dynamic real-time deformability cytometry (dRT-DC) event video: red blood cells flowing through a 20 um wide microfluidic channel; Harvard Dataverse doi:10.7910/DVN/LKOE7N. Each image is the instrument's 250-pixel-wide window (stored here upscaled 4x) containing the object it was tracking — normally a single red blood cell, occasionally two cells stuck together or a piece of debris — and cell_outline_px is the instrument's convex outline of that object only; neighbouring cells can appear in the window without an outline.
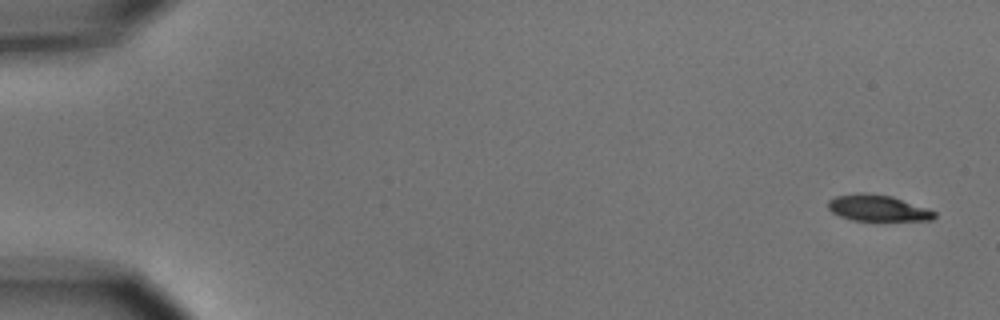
{"species": "common noctule bat (a hibernating species)", "species_latin": "Nyctalus noctula", "temperature_condition": "cold", "stored_images_in_passage": 5, "camera_frame_rate_fps": 3000, "um_per_image_px": 0.085, "animal": {"sex": "male", "body_mass_g": 15.6}, "frame": {"image": 1, "passage_image": 1, "time_ms": 0.0, "image_size_px": [1000, 320], "cell_outline_px": [[936, 216], [932, 220], [852, 220], [840, 216], [832, 212], [828, 208], [828, 200], [836, 196], [856, 192], [864, 192], [892, 196], [936, 212]], "centroid_in_image_um": [74.56, 17.67], "position_along_channel_um": 10.4, "area_um2": 16.13}}
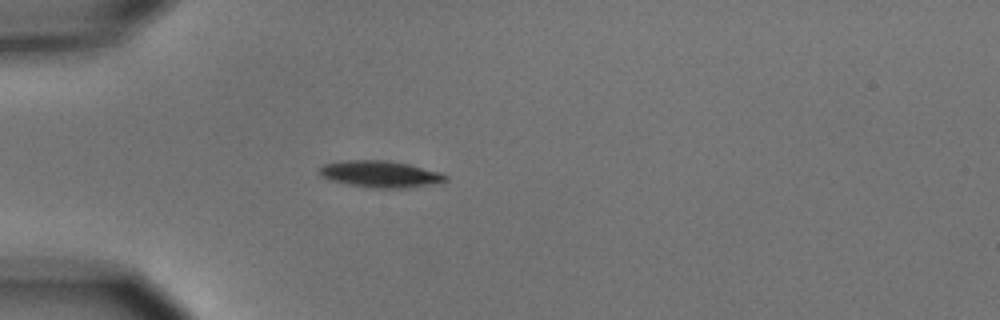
{"frame": {"image": 2, "passage_image": 5, "time_ms": 4.667, "image_size_px": [1000, 320], "cell_outline_px": [[448, 180], [440, 184], [404, 188], [372, 188], [348, 184], [332, 180], [320, 176], [316, 172], [324, 164], [348, 160], [388, 160], [408, 164], [440, 172], [448, 176]], "centroid_in_image_um": [32.37, 14.8], "position_along_channel_um": 52.6, "area_um2": 19.77}}